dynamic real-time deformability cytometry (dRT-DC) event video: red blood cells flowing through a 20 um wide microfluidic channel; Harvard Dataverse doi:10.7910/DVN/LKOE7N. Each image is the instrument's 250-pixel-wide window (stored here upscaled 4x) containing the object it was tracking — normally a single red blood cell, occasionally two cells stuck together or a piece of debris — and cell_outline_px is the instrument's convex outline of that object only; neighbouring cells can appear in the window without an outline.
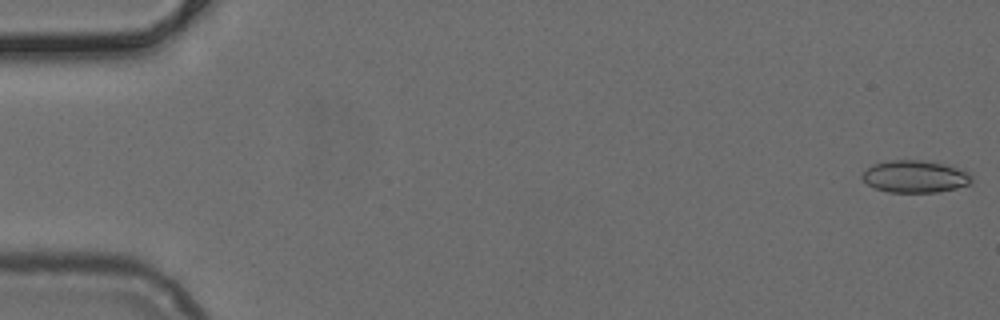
{"species": "common noctule bat (a hibernating species)", "species_latin": "Nyctalus noctula", "temperature_condition": "cold", "stored_images_in_passage": 51, "camera_frame_rate_fps": 3000, "um_per_image_px": 0.085, "animal": {"sex": "female", "body_mass_g": 24.6, "forearm_length_mm": 56.2}, "frame": {"image": 1, "passage_image": 1, "time_ms": 0.0, "image_size_px": [1000, 320], "cell_outline_px": [[972, 180], [968, 184], [956, 188], [936, 192], [888, 192], [876, 188], [868, 184], [860, 176], [872, 164], [888, 160], [920, 160], [940, 164], [956, 168], [968, 172], [972, 176]], "centroid_in_image_um": [77.74, 15.01], "position_along_channel_um": 7.3, "area_um2": 20.23}}
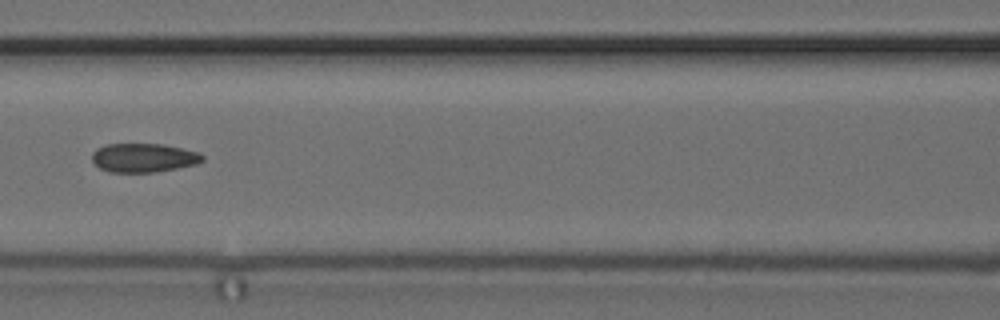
{"frame": {"image": 2, "passage_image": 23, "time_ms": 7.333, "image_size_px": [1000, 320], "cell_outline_px": [[204, 160], [196, 164], [176, 168], [152, 172], [108, 172], [100, 168], [92, 160], [92, 152], [96, 148], [104, 144], [164, 144], [200, 152], [204, 156]], "centroid_in_image_um": [12.2, 13.4], "position_along_channel_um": 154.4, "area_um2": 18.67}}
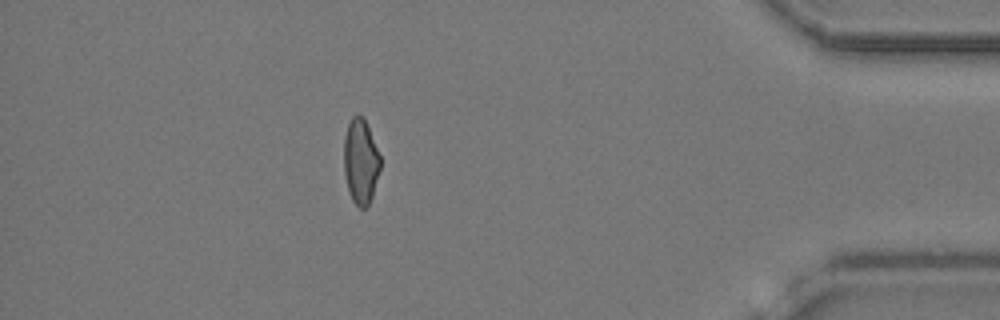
{"frame": {"image": 3, "passage_image": 45, "time_ms": 14.667, "image_size_px": [1000, 320], "cell_outline_px": [[380, 168], [372, 196], [368, 204], [364, 208], [360, 208], [352, 200], [348, 188], [344, 172], [344, 136], [348, 124], [352, 116], [364, 116], [380, 156]], "centroid_in_image_um": [30.65, 13.7], "position_along_channel_um": 404.6, "area_um2": 17.86}}